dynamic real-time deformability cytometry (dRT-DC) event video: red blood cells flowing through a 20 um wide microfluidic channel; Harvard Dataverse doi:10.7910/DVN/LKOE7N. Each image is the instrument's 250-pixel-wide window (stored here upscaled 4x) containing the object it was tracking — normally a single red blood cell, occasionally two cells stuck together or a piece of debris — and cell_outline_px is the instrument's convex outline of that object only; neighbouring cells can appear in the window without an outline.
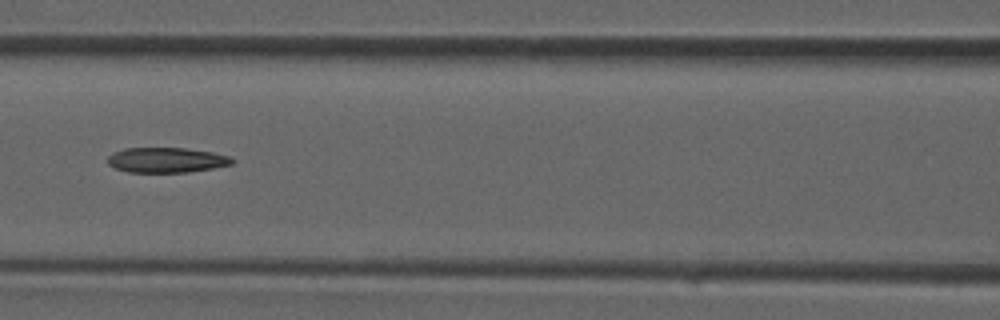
{"species": "common noctule bat (a hibernating species)", "species_latin": "Nyctalus noctula", "temperature_condition": "room temperature", "stored_images_in_passage": 36, "camera_frame_rate_fps": 3000, "um_per_image_px": 0.085, "animal": {"sex": "male", "forearm_length_mm": 52.5}, "frame": {"image": 1, "passage_image": 16, "time_ms": 5.0, "image_size_px": [1000, 320], "cell_outline_px": [[236, 160], [232, 164], [212, 168], [188, 172], [128, 172], [116, 168], [108, 164], [108, 156], [124, 148], [184, 148], [212, 152], [228, 156]], "centroid_in_image_um": [14.16, 13.6], "position_along_channel_um": 152.4, "area_um2": 18.03}}